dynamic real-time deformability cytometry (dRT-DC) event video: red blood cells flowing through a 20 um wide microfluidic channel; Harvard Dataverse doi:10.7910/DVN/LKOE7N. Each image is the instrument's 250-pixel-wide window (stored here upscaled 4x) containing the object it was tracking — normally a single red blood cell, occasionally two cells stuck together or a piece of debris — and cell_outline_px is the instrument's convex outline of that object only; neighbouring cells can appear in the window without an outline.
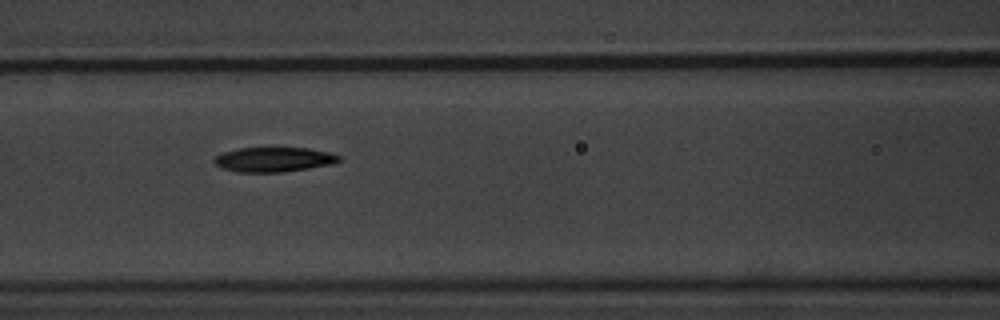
{"species": "common noctule bat (a hibernating species)", "species_latin": "Nyctalus noctula", "temperature_condition": "warm", "stored_images_in_passage": 15, "camera_frame_rate_fps": 3000, "um_per_image_px": 0.085, "animal": {"sex": "male", "body_mass_g": 20.1, "forearm_length_mm": 53.5}, "frame": {"image": 1, "passage_image": 7, "time_ms": 8.0, "image_size_px": [1000, 320], "cell_outline_px": [[340, 160], [332, 164], [284, 172], [236, 172], [220, 168], [212, 160], [216, 156], [224, 152], [236, 148], [308, 148], [328, 152], [340, 156]], "centroid_in_image_um": [23.23, 13.56], "position_along_channel_um": 143.4, "area_um2": 17.92}}
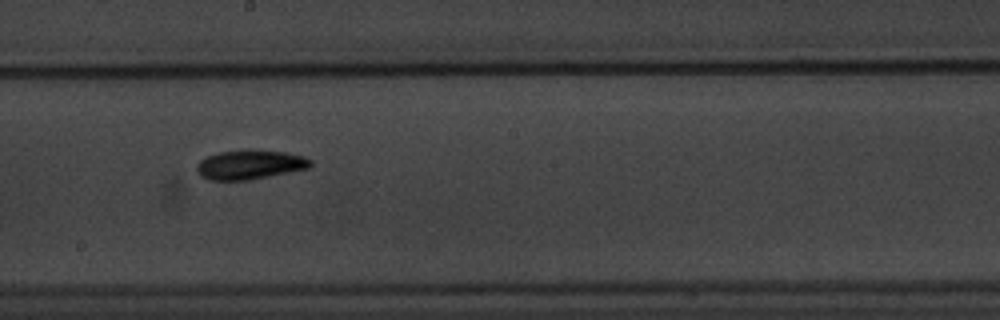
{"frame": {"image": 2, "passage_image": 9, "time_ms": 10.333, "image_size_px": [1000, 320], "cell_outline_px": [[312, 164], [308, 168], [248, 180], [208, 180], [200, 176], [196, 172], [196, 164], [200, 160], [216, 152], [248, 148], [252, 148], [288, 152], [304, 156], [312, 160]], "centroid_in_image_um": [21.21, 13.96], "position_along_channel_um": 227.0, "area_um2": 19.94}}
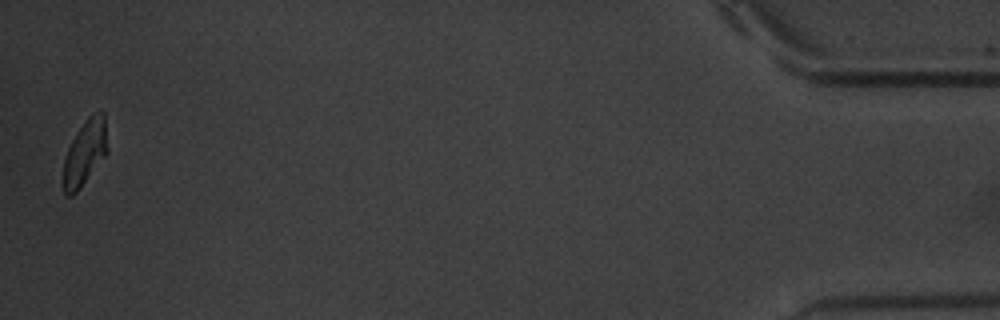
{"frame": {"image": 3, "passage_image": 15, "time_ms": 18.333, "image_size_px": [1000, 320], "cell_outline_px": [[108, 152], [80, 188], [72, 196], [68, 196], [64, 192], [60, 184], [64, 160], [68, 148], [76, 132], [88, 116], [92, 112], [100, 108], [104, 112], [108, 148]], "centroid_in_image_um": [7.2, 12.97], "position_along_channel_um": 428.0, "area_um2": 17.34}, "authors_computed_cell_mechanics": {"area_um2": 18.3804, "velocity_mm_per_s": 3.5953, "shape_relaxation_time_tau1_ms": 2.9995, "shape_relaxation_time_tau2_ms": 4.3366, "deformation_change_tau1": 0.1298, "deformation_change_tau2": 0.068}}